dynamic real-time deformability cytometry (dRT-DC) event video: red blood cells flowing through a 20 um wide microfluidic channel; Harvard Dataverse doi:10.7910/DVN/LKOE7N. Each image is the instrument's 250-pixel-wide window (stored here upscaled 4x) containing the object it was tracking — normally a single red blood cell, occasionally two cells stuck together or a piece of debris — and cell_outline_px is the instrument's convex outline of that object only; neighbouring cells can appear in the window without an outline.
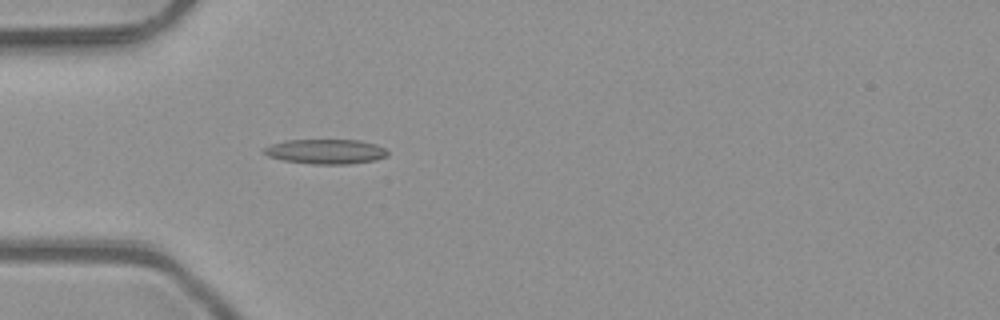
{"species": "common noctule bat (a hibernating species)", "species_latin": "Nyctalus noctula", "temperature_condition": "room temperature", "stored_images_in_passage": 36, "camera_frame_rate_fps": 3000, "um_per_image_px": 0.085, "animal": {"sex": "male", "body_mass_g": 23.1, "forearm_length_mm": 52.7}, "frame": {"image": 1, "passage_image": 1, "time_ms": 0.0, "image_size_px": [1000, 320], "cell_outline_px": [[388, 156], [376, 160], [348, 164], [312, 164], [284, 160], [268, 156], [264, 152], [264, 148], [272, 144], [284, 140], [360, 140], [376, 144], [384, 148], [388, 152]], "centroid_in_image_um": [27.72, 12.88], "position_along_channel_um": 57.3, "area_um2": 17.8}}
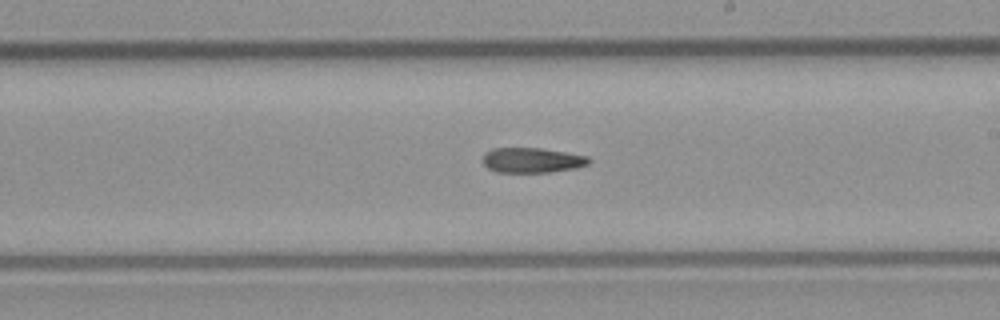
{"frame": {"image": 2, "passage_image": 15, "time_ms": 4.667, "image_size_px": [1000, 320], "cell_outline_px": [[592, 160], [588, 164], [576, 168], [548, 172], [496, 172], [488, 168], [480, 160], [484, 152], [492, 148], [540, 148], [588, 156]], "centroid_in_image_um": [45.18, 13.61], "position_along_channel_um": 243.8, "area_um2": 15.61}}
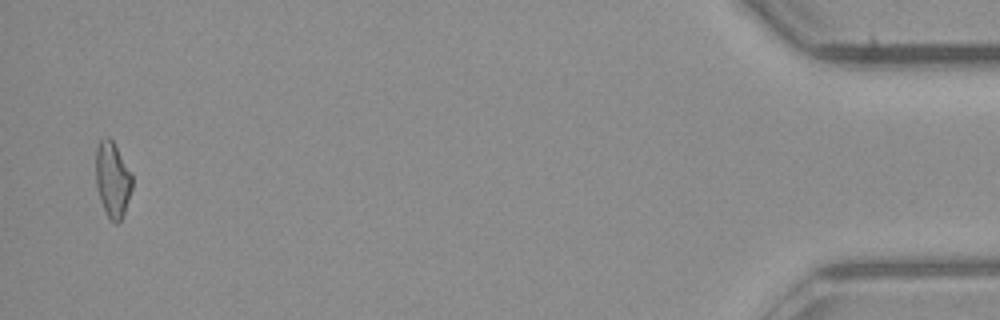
{"frame": {"image": 3, "passage_image": 35, "time_ms": 11.333, "image_size_px": [1000, 320], "cell_outline_px": [[132, 188], [124, 216], [116, 224], [108, 216], [100, 200], [96, 184], [96, 148], [100, 140], [104, 136], [108, 136], [112, 140], [132, 172]], "centroid_in_image_um": [9.58, 15.24], "position_along_channel_um": 425.6, "area_um2": 16.07}}